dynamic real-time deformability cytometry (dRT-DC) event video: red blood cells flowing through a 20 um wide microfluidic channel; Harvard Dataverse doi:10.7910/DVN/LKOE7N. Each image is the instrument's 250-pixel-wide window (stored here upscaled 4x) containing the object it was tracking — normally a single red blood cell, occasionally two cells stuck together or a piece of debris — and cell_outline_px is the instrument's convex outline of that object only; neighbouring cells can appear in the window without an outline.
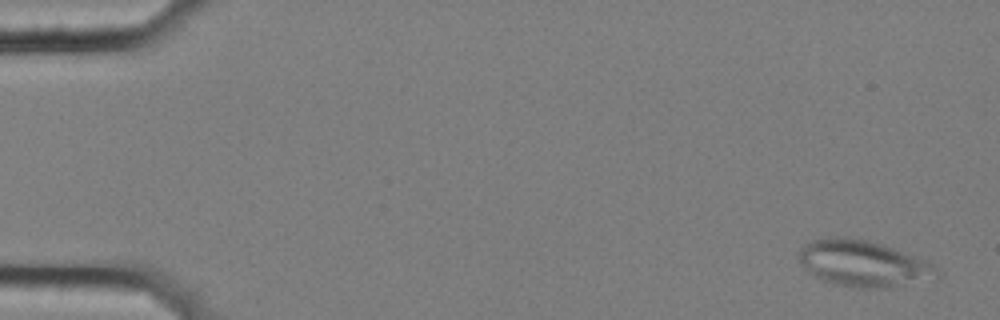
{"species": "common noctule bat (a hibernating species)", "species_latin": "Nyctalus noctula", "temperature_condition": "cold", "stored_images_in_passage": 58, "camera_frame_rate_fps": 3000, "um_per_image_px": 0.085, "animal": {"sex": "female", "body_mass_g": 25.1}, "frame": {"image": 1, "passage_image": 3, "time_ms": 0.667, "image_size_px": [1000, 320], "cell_outline_px": [[940, 280], [888, 288], [856, 288], [836, 284], [812, 276], [804, 268], [800, 260], [800, 248], [804, 244], [812, 240], [824, 236], [836, 236], [868, 240], [892, 248], [924, 260], [932, 264], [940, 272]], "centroid_in_image_um": [73.42, 22.42], "position_along_channel_um": 11.6, "area_um2": 37.63}}
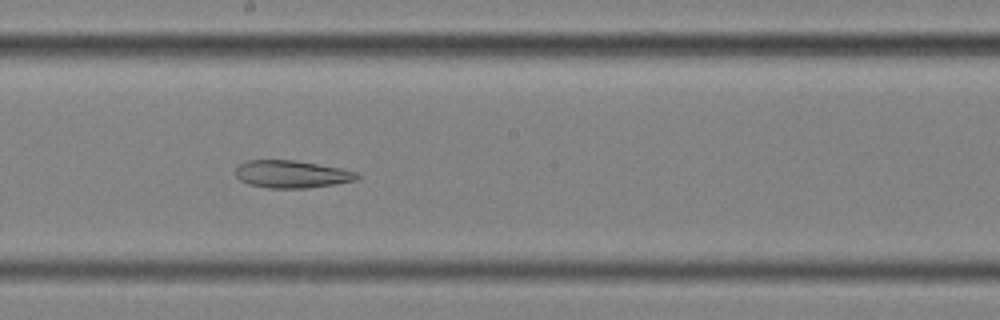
{"frame": {"image": 2, "passage_image": 33, "time_ms": 10.667, "image_size_px": [1000, 320], "cell_outline_px": [[360, 176], [356, 180], [308, 188], [268, 188], [248, 184], [240, 180], [236, 176], [236, 168], [240, 164], [248, 160], [296, 160], [340, 168], [356, 172]], "centroid_in_image_um": [24.77, 14.8], "position_along_channel_um": 223.4, "area_um2": 19.36}}
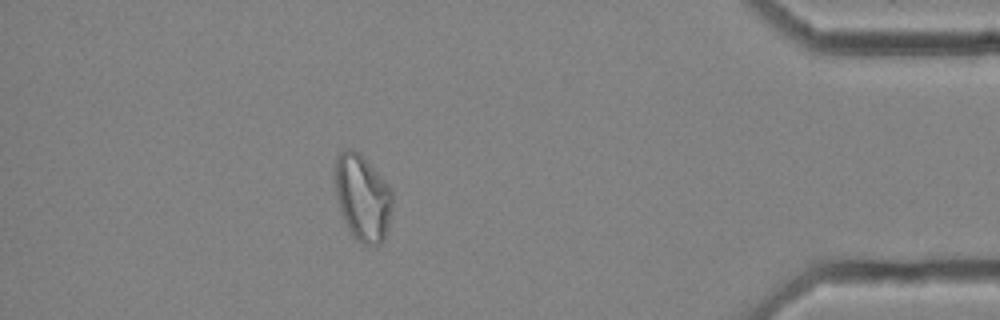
{"frame": {"image": 3, "passage_image": 52, "time_ms": 17.0, "image_size_px": [1000, 320], "cell_outline_px": [[392, 208], [388, 228], [380, 244], [364, 244], [356, 240], [352, 236], [340, 212], [336, 192], [336, 156], [344, 148], [352, 148], [360, 152], [392, 188]], "centroid_in_image_um": [30.83, 16.77], "position_along_channel_um": 404.4, "area_um2": 28.96}, "authors_computed_cell_mechanics": {"area_um2": 28.611, "velocity_mm_per_s": 3.4971, "shape_relaxation_time_tau1_ms": null, "shape_relaxation_time_tau2_ms": 5.6729, "deformation_change_tau1": null, "deformation_change_tau2": 0.1414}}